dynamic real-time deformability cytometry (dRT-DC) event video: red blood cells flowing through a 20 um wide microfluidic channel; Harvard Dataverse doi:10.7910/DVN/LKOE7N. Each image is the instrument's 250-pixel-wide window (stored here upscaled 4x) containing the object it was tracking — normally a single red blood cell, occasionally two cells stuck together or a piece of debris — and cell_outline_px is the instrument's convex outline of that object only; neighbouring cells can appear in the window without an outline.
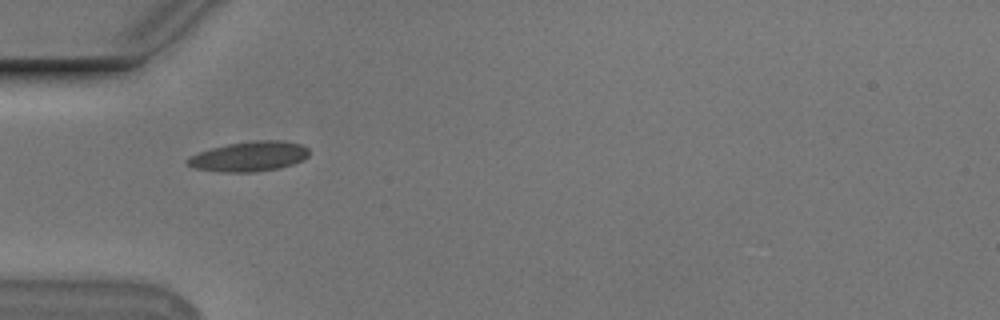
{"species": "Egyptian fruit bat (a non-hibernating species)", "species_latin": "Rousettus aegyptiacus", "temperature_condition": "cold", "stored_images_in_passage": 38, "camera_frame_rate_fps": 3000, "um_per_image_px": 0.085, "animal": {"sex": "male"}, "frame": {"image": 1, "passage_image": 1, "time_ms": 0.0, "image_size_px": [1000, 320], "cell_outline_px": [[308, 156], [304, 160], [292, 164], [276, 168], [252, 172], [220, 172], [196, 168], [188, 164], [184, 160], [188, 156], [212, 148], [228, 144], [256, 140], [280, 140], [300, 144], [308, 148]], "centroid_in_image_um": [21.17, 13.29], "position_along_channel_um": 63.8, "area_um2": 21.04}}
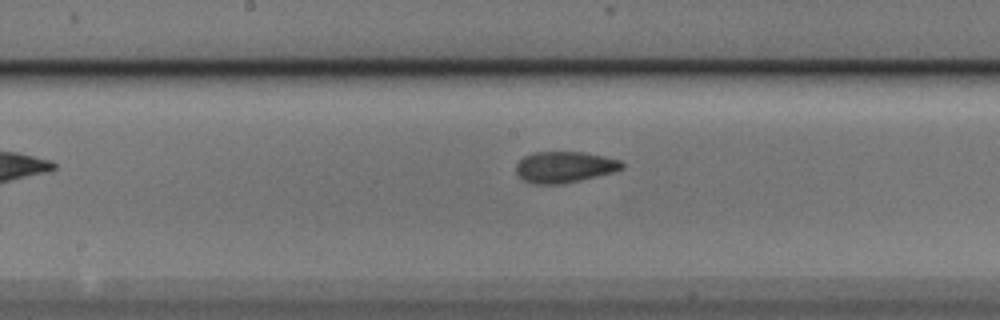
{"frame": {"image": 2, "passage_image": 12, "time_ms": 3.667, "image_size_px": [1000, 320], "cell_outline_px": [[624, 168], [612, 172], [580, 180], [560, 184], [532, 184], [524, 180], [516, 172], [516, 164], [524, 156], [532, 152], [584, 152], [604, 156], [620, 160], [624, 164]], "centroid_in_image_um": [47.97, 14.19], "position_along_channel_um": 200.2, "area_um2": 19.19}}
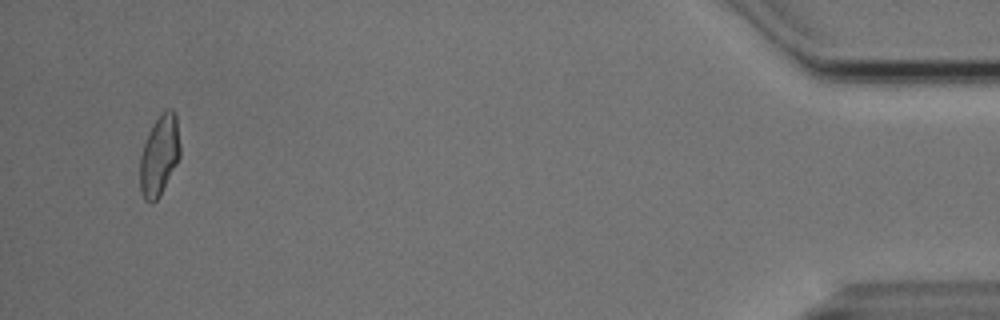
{"frame": {"image": 3, "passage_image": 36, "time_ms": 11.667, "image_size_px": [1000, 320], "cell_outline_px": [[180, 156], [160, 196], [152, 204], [144, 200], [140, 188], [140, 156], [144, 144], [152, 124], [164, 108], [172, 108], [176, 112], [180, 144]], "centroid_in_image_um": [13.55, 13.18], "position_along_channel_um": 421.6, "area_um2": 19.02}, "authors_computed_cell_mechanics": {"area_um2": 18.8428, "velocity_mm_per_s": 3.7545, "shape_relaxation_time_tau1_ms": null, "shape_relaxation_time_tau2_ms": 2.0821, "deformation_change_tau1": null, "deformation_change_tau2": 0.0759}}